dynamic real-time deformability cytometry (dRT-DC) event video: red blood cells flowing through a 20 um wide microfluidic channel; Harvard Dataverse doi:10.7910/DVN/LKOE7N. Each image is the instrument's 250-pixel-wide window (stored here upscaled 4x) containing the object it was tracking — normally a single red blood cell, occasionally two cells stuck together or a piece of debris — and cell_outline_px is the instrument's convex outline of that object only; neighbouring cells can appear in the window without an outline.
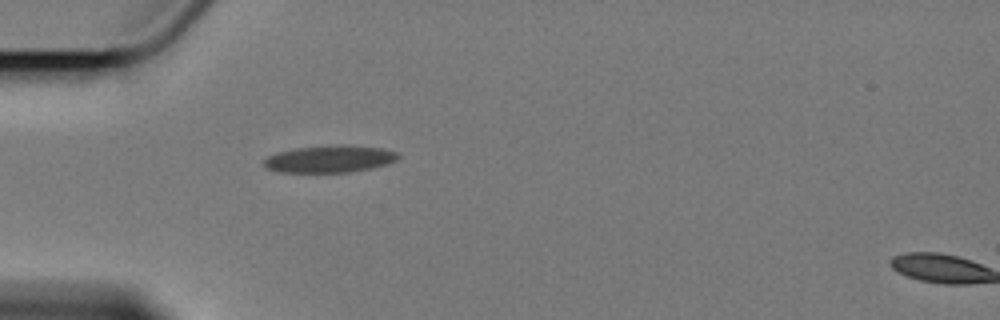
{"species": "Egyptian fruit bat (a non-hibernating species)", "species_latin": "Rousettus aegyptiacus", "temperature_condition": "cold", "stored_images_in_passage": 2, "segment_of_instrument_passage": [1, 2], "camera_frame_rate_fps": 3000, "um_per_image_px": 0.085, "animal": {"sex": "female"}, "frame": {"image": 1, "passage_image": 1, "time_ms": 0.0, "image_size_px": [1000, 320], "cell_outline_px": [[400, 156], [396, 160], [372, 168], [348, 172], [280, 172], [268, 168], [264, 164], [264, 160], [268, 156], [280, 152], [296, 148], [340, 144], [348, 144], [384, 148], [396, 152]], "centroid_in_image_um": [28.06, 13.5], "position_along_channel_um": 56.9, "area_um2": 21.1}}